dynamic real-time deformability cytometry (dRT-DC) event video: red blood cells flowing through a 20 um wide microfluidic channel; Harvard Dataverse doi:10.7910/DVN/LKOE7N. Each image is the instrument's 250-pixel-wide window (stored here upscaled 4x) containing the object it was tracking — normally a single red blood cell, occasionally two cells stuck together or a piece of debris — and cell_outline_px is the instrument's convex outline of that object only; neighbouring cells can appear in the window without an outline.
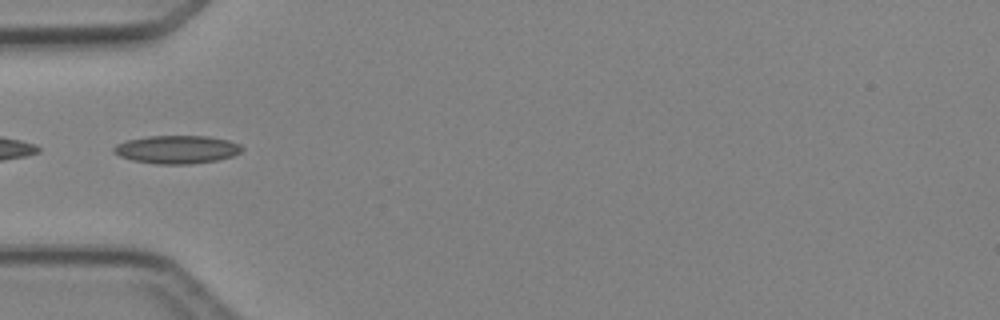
{"species": "Egyptian fruit bat (a non-hibernating species)", "species_latin": "Rousettus aegyptiacus", "temperature_condition": "cold", "stored_images_in_passage": 2, "camera_frame_rate_fps": 3000, "um_per_image_px": 0.085, "animal": {"sex": "female"}, "frame": {"image": 1, "passage_image": 2, "time_ms": 1.333, "image_size_px": [1000, 320], "cell_outline_px": [[244, 148], [240, 152], [232, 156], [216, 160], [188, 164], [156, 164], [132, 160], [120, 156], [112, 152], [112, 148], [116, 144], [128, 140], [148, 136], [208, 136], [228, 140], [240, 144]], "centroid_in_image_um": [15.02, 12.7], "position_along_channel_um": 70.0, "area_um2": 20.98}}